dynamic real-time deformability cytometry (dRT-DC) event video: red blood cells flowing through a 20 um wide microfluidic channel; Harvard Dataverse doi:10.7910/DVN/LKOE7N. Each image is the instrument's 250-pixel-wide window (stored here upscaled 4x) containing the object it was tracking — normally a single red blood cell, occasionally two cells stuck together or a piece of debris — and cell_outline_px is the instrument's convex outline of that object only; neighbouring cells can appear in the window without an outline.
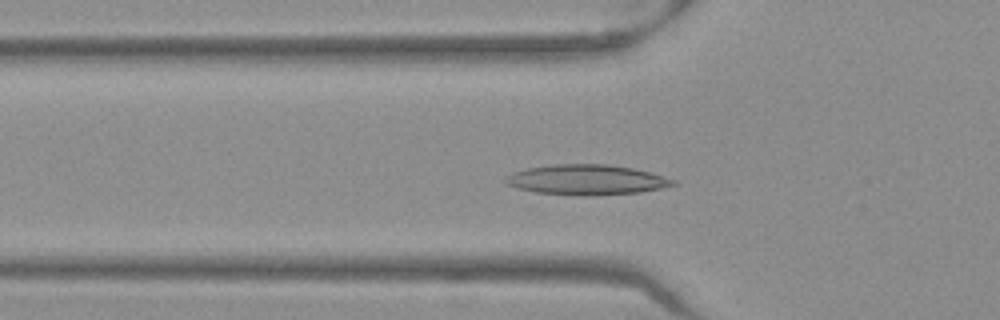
{"species": "Egyptian fruit bat (a non-hibernating species)", "species_latin": "Rousettus aegyptiacus", "temperature_condition": "warm", "stored_images_in_passage": 51, "camera_frame_rate_fps": 3000, "um_per_image_px": 0.085, "frame": {"image": 1, "passage_image": 17, "time_ms": 5.333, "image_size_px": [1000, 320], "cell_outline_px": [[676, 184], [660, 188], [640, 192], [536, 192], [520, 188], [508, 184], [504, 180], [504, 176], [528, 168], [552, 164], [608, 164], [632, 168], [648, 172], [676, 180]], "centroid_in_image_um": [49.86, 15.21], "position_along_channel_um": 75.9, "area_um2": 27.57}}
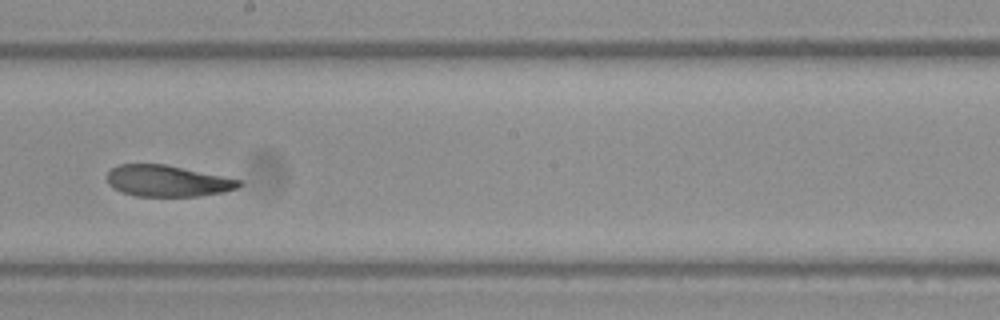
{"frame": {"image": 2, "passage_image": 29, "time_ms": 9.333, "image_size_px": [1000, 320], "cell_outline_px": [[244, 184], [236, 188], [224, 192], [196, 196], [136, 196], [120, 192], [108, 184], [108, 172], [112, 168], [120, 164], [164, 164], [244, 180]], "centroid_in_image_um": [14.26, 15.38], "position_along_channel_um": 233.9, "area_um2": 24.1}}
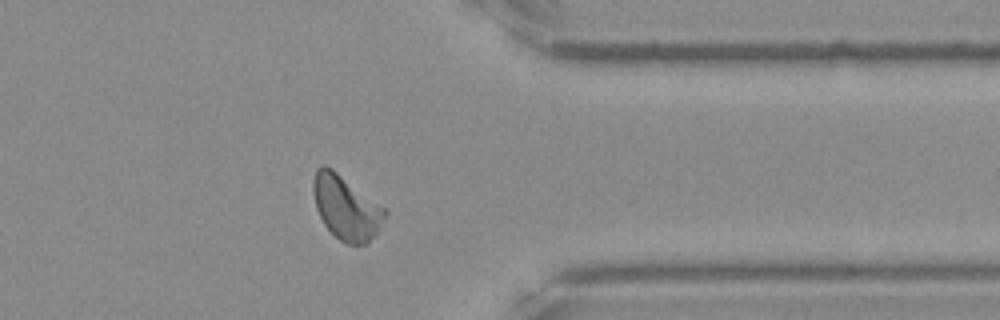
{"frame": {"image": 3, "passage_image": 41, "time_ms": 13.333, "image_size_px": [1000, 320], "cell_outline_px": [[388, 212], [376, 236], [364, 244], [348, 244], [340, 240], [324, 224], [316, 208], [312, 192], [312, 184], [316, 168], [320, 164], [324, 164], [332, 168], [384, 208]], "centroid_in_image_um": [29.4, 17.63], "position_along_channel_um": 382.0, "area_um2": 26.59}, "authors_computed_cell_mechanics": {"area_um2": 25.8944, "velocity_mm_per_s": 3.9368, "shape_relaxation_time_tau1_ms": 7.9135, "shape_relaxation_time_tau2_ms": 8.4484, "deformation_change_tau1": 0.209, "deformation_change_tau2": 0.0924}}